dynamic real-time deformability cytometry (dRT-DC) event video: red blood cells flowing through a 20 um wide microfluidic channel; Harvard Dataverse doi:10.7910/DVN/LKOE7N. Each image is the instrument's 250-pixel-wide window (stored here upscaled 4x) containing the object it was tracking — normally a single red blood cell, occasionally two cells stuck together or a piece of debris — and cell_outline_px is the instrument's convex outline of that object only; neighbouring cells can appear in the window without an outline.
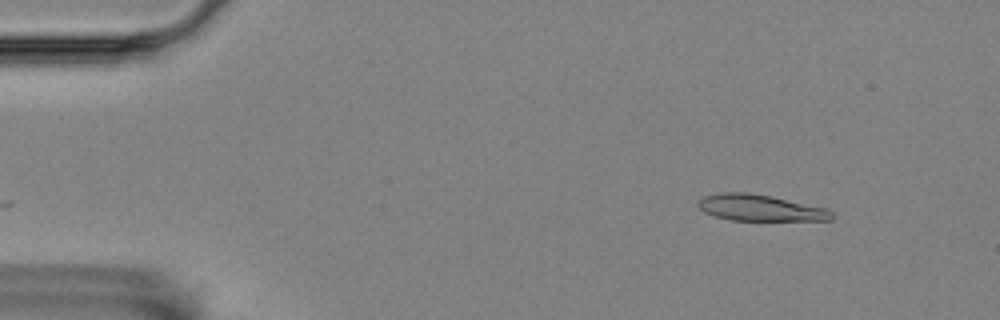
{"species": "Egyptian fruit bat (a non-hibernating species)", "species_latin": "Rousettus aegyptiacus", "temperature_condition": "room temperature", "stored_images_in_passage": 51, "camera_frame_rate_fps": 3000, "um_per_image_px": 0.085, "animal": {"sex": "female"}, "frame": {"image": 1, "passage_image": 1, "time_ms": 0.0, "image_size_px": [1000, 320], "cell_outline_px": [[836, 216], [832, 220], [732, 220], [716, 216], [704, 212], [696, 204], [704, 196], [720, 192], [748, 192], [772, 196], [824, 208], [832, 212]], "centroid_in_image_um": [64.6, 17.66], "position_along_channel_um": 20.4, "area_um2": 20.35}}
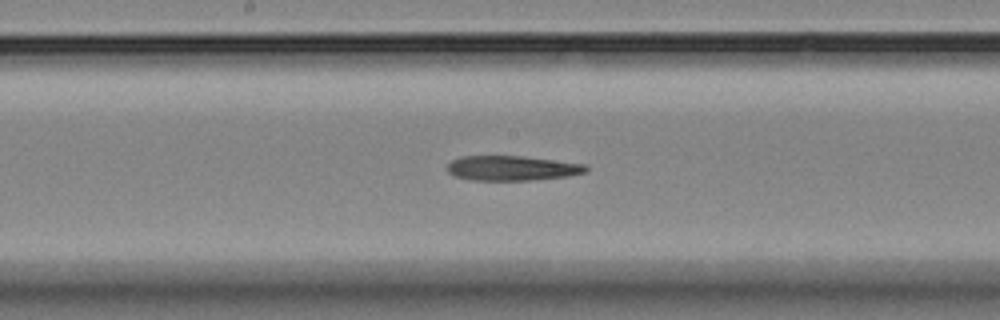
{"frame": {"image": 2, "passage_image": 24, "time_ms": 7.667, "image_size_px": [1000, 320], "cell_outline_px": [[588, 172], [568, 176], [532, 180], [472, 180], [456, 176], [448, 172], [448, 164], [452, 160], [460, 156], [524, 156], [588, 164]], "centroid_in_image_um": [43.58, 14.29], "position_along_channel_um": 204.6, "area_um2": 20.17}}
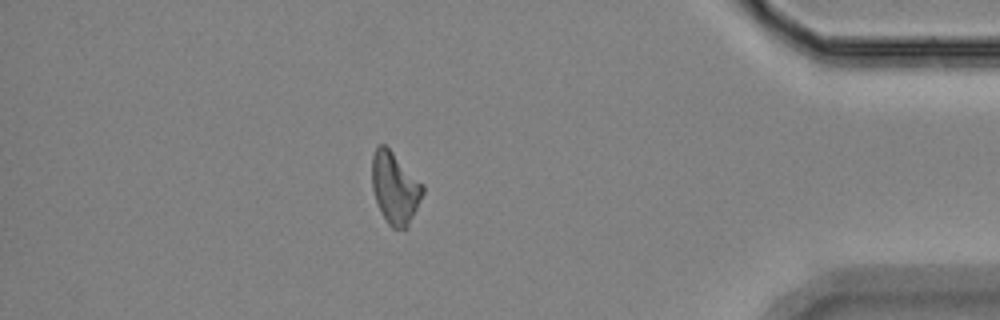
{"frame": {"image": 3, "passage_image": 44, "time_ms": 14.333, "image_size_px": [1000, 320], "cell_outline_px": [[424, 192], [408, 228], [392, 228], [388, 224], [380, 212], [372, 188], [372, 156], [376, 148], [380, 144], [384, 144], [424, 184]], "centroid_in_image_um": [33.57, 16.0], "position_along_channel_um": 401.6, "area_um2": 21.15}, "authors_computed_cell_mechanics": {"area_um2": 21.097, "velocity_mm_per_s": 3.5127, "shape_relaxation_time_tau1_ms": null, "shape_relaxation_time_tau2_ms": 8.736, "deformation_change_tau1": null, "deformation_change_tau2": 0.2225}}